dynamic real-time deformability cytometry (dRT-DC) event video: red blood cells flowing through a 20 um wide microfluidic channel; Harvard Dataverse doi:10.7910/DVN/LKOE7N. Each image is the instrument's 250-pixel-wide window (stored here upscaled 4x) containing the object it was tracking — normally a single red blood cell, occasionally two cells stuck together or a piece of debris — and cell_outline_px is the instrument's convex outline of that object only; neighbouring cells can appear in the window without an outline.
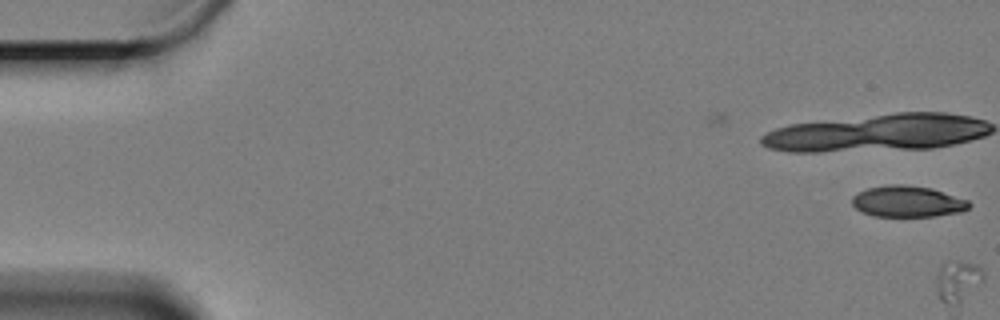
{"species": "Egyptian fruit bat (a non-hibernating species)", "species_latin": "Rousettus aegyptiacus", "temperature_condition": "cold", "stored_images_in_passage": 9, "camera_frame_rate_fps": 3000, "um_per_image_px": 0.085, "animal": {"sex": "female"}, "frame": {"image": 1, "passage_image": 1, "time_ms": 0.0, "image_size_px": [1000, 320], "cell_outline_px": [[972, 204], [968, 208], [960, 212], [936, 216], [872, 216], [856, 208], [852, 204], [852, 196], [856, 192], [868, 188], [888, 184], [904, 184], [932, 188], [968, 200]], "centroid_in_image_um": [77.13, 17.11], "position_along_channel_um": 7.9, "area_um2": 21.39}}